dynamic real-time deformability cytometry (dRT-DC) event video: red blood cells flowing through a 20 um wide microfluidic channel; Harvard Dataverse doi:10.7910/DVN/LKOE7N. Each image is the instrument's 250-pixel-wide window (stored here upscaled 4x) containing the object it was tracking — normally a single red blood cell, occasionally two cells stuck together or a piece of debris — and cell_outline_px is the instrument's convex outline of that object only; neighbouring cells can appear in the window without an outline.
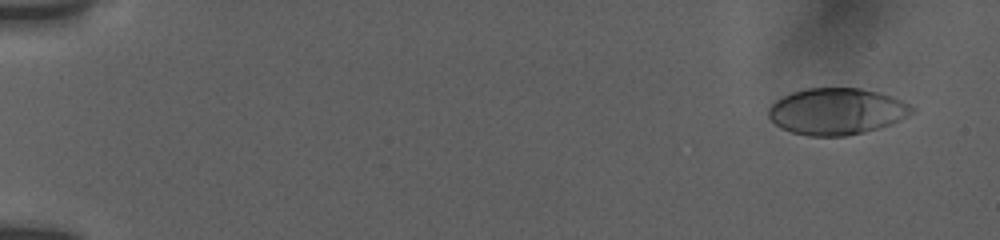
{"species": "human", "species_latin": "Homo sapiens", "temperature_condition": "room temperature", "stored_images_in_passage": 15, "camera_frame_rate_fps": 3000, "um_per_image_px": 0.085, "donor": {"sex": "female"}, "frame": {"image": 1, "passage_image": 2, "time_ms": 1.0, "image_size_px": [1000, 240], "cell_outline_px": [[916, 112], [892, 124], [880, 128], [864, 132], [844, 136], [808, 136], [792, 132], [780, 128], [768, 116], [768, 108], [776, 100], [792, 92], [808, 88], [860, 88], [880, 92], [892, 96], [916, 108]], "centroid_in_image_um": [71.15, 9.47], "position_along_channel_um": 13.9, "area_um2": 39.07}}
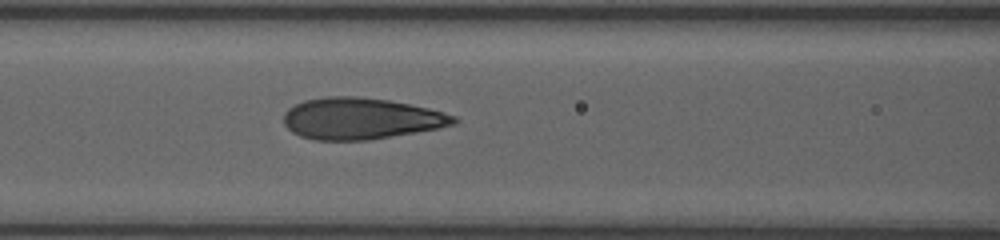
{"frame": {"image": 2, "passage_image": 11, "time_ms": 8.333, "image_size_px": [1000, 240], "cell_outline_px": [[460, 120], [456, 124], [416, 132], [368, 140], [312, 140], [300, 136], [292, 132], [284, 124], [284, 112], [288, 108], [304, 100], [324, 96], [356, 96], [388, 100], [428, 108], [456, 116]], "centroid_in_image_um": [30.65, 10.07], "position_along_channel_um": 136.0, "area_um2": 41.1}}
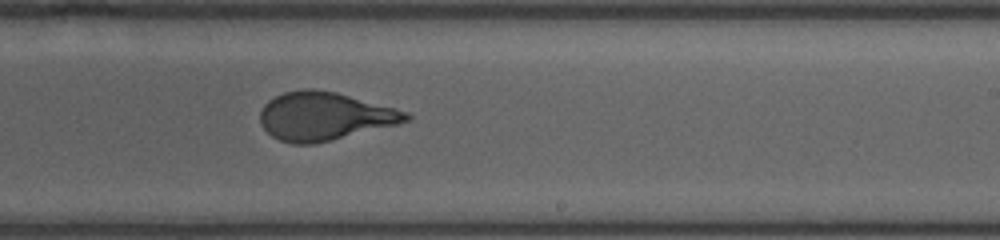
{"frame": {"image": 3, "passage_image": 15, "time_ms": 11.667, "image_size_px": [1000, 240], "cell_outline_px": [[412, 120], [332, 140], [312, 144], [292, 144], [280, 140], [272, 136], [264, 128], [260, 120], [260, 112], [264, 104], [268, 100], [284, 92], [304, 88], [312, 88], [336, 92], [396, 108], [408, 112], [412, 116]], "centroid_in_image_um": [27.58, 9.87], "position_along_channel_um": 261.4, "area_um2": 40.92}}